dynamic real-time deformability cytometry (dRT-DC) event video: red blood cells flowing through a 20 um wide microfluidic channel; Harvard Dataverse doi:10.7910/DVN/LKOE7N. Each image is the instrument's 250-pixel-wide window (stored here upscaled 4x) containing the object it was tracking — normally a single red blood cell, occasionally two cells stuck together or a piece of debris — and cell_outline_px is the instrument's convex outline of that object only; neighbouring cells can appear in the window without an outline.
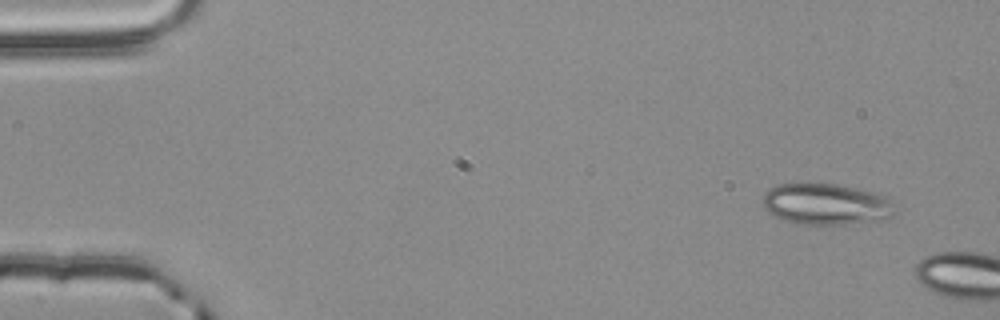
{"species": "common noctule bat (a hibernating species)", "species_latin": "Nyctalus noctula", "temperature_condition": "room temperature", "stored_images_in_passage": 2, "camera_frame_rate_fps": 3000, "um_per_image_px": 0.085, "animal": {"sex": "male", "body_mass_g": 20.4}, "frame": {"image": 1, "passage_image": 1, "time_ms": 0.0, "image_size_px": [1000, 320], "cell_outline_px": [[896, 212], [888, 220], [844, 224], [808, 224], [788, 220], [776, 216], [768, 212], [764, 208], [764, 192], [780, 184], [836, 184], [872, 192], [888, 196]], "centroid_in_image_um": [70.29, 17.36], "position_along_channel_um": 14.7, "area_um2": 31.44}}